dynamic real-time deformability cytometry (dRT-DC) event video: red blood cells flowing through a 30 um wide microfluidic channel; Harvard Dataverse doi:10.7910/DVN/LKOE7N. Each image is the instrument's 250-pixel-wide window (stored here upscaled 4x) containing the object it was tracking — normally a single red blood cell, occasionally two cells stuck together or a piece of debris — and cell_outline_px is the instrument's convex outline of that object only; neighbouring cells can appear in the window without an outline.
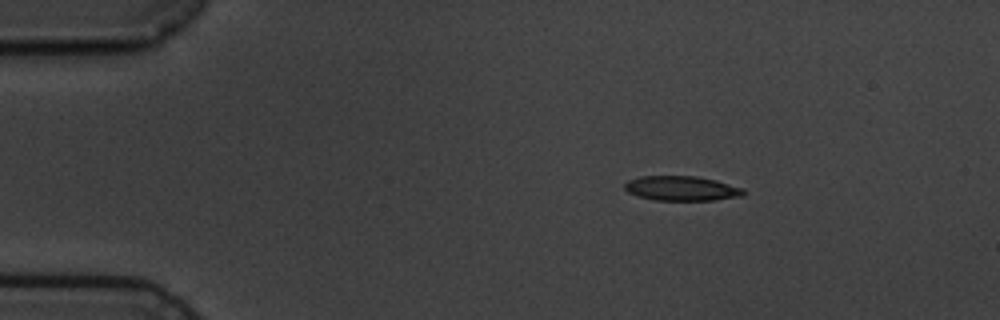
{"species": "common noctule bat (a hibernating species)", "species_latin": "Nyctalus noctula", "temperature_condition": "cold", "stored_images_in_passage": 3, "camera_frame_rate_fps": 3000, "um_per_image_px": 0.085, "animal": {"sex": "male", "body_mass_g": 19.5, "forearm_length_mm": 54.6}, "frame": {"image": 1, "passage_image": 1, "time_ms": 0.0, "image_size_px": [1000, 320], "cell_outline_px": [[744, 196], [716, 200], [656, 200], [640, 196], [628, 192], [624, 188], [624, 184], [628, 180], [640, 176], [696, 176], [716, 180], [744, 188]], "centroid_in_image_um": [57.97, 16.01], "position_along_channel_um": 27.0, "area_um2": 17.11}}